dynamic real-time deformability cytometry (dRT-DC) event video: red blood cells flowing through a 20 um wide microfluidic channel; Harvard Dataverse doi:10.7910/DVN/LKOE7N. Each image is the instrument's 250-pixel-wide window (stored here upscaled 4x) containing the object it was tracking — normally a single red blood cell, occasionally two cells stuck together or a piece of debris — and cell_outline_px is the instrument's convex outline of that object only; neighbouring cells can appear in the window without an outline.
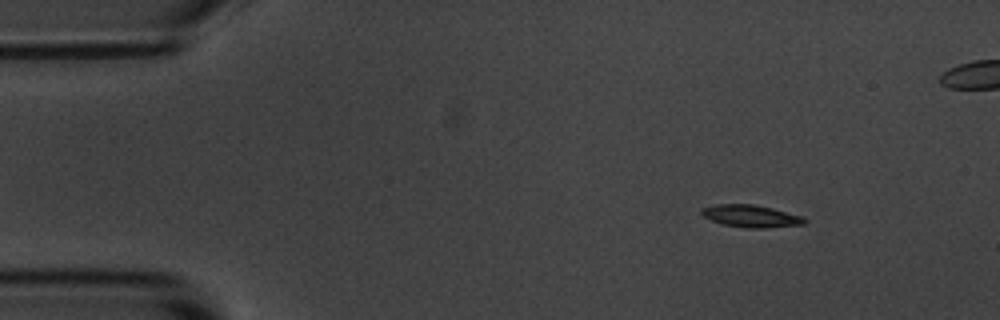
{"species": "common noctule bat (a hibernating species)", "species_latin": "Nyctalus noctula", "temperature_condition": "room temperature", "stored_images_in_passage": 4, "camera_frame_rate_fps": 3000, "um_per_image_px": 0.085, "animal": {"sex": "male", "body_mass_g": 20.1, "forearm_length_mm": 53.5}, "frame": {"image": 1, "passage_image": 1, "time_ms": 0.0, "image_size_px": [1000, 320], "cell_outline_px": [[808, 220], [804, 224], [764, 228], [748, 228], [724, 224], [712, 220], [704, 216], [700, 212], [704, 208], [716, 204], [756, 204], [804, 216]], "centroid_in_image_um": [63.89, 18.36], "position_along_channel_um": 21.1, "area_um2": 13.29}}